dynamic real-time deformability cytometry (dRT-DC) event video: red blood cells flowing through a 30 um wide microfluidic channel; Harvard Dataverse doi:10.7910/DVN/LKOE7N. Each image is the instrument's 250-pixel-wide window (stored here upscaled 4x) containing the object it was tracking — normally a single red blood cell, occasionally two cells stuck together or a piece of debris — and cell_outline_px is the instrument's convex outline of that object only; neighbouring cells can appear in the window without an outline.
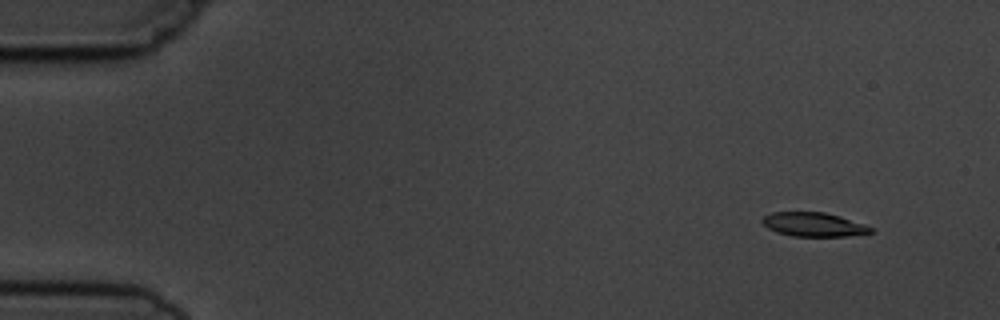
{"species": "common noctule bat (a hibernating species)", "species_latin": "Nyctalus noctula", "temperature_condition": "cold", "stored_images_in_passage": 5, "camera_frame_rate_fps": 3000, "um_per_image_px": 0.085, "animal": {"sex": "male", "body_mass_g": 19.5, "forearm_length_mm": 54.6}, "frame": {"image": 1, "passage_image": 2, "time_ms": 1.0, "image_size_px": [1000, 320], "cell_outline_px": [[872, 232], [844, 236], [792, 236], [776, 232], [768, 228], [760, 220], [764, 216], [772, 212], [824, 212], [840, 216], [864, 224], [872, 228]], "centroid_in_image_um": [69.12, 19.07], "position_along_channel_um": 15.9, "area_um2": 15.03}}
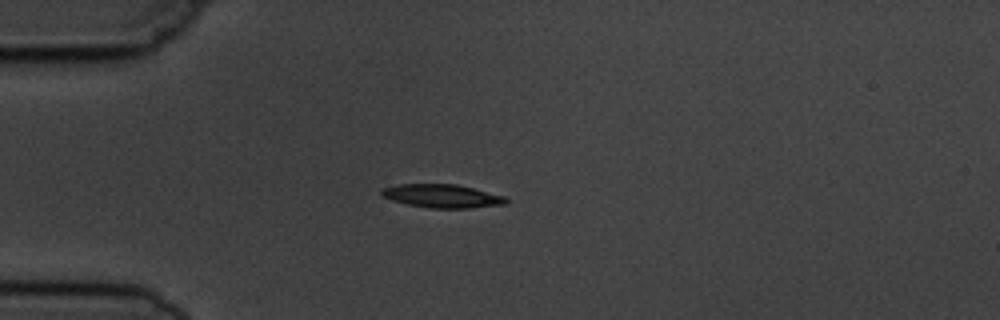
{"frame": {"image": 2, "passage_image": 5, "time_ms": 4.333, "image_size_px": [1000, 320], "cell_outline_px": [[508, 204], [468, 208], [432, 208], [408, 204], [392, 200], [384, 196], [380, 192], [380, 188], [400, 184], [456, 184], [504, 196], [508, 200]], "centroid_in_image_um": [37.58, 16.66], "position_along_channel_um": 47.4, "area_um2": 16.82}}